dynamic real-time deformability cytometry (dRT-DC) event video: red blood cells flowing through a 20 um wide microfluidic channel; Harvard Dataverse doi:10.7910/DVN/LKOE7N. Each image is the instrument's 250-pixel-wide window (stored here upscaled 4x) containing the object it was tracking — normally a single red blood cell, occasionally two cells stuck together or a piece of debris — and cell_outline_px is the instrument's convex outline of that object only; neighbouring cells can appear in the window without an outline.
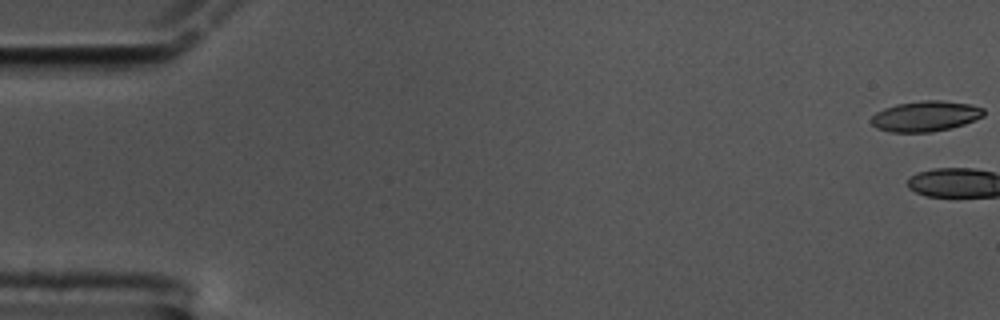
{"species": "common noctule bat (a hibernating species)", "species_latin": "Nyctalus noctula", "temperature_condition": "cold", "stored_images_in_passage": 3, "camera_frame_rate_fps": 3000, "um_per_image_px": 0.085, "animal": {"sex": "male", "body_mass_g": 17.5, "forearm_length_mm": 52.3}, "frame": {"image": 1, "passage_image": 1, "time_ms": 0.0, "image_size_px": [1000, 320], "cell_outline_px": [[984, 116], [964, 124], [932, 132], [892, 132], [876, 128], [868, 120], [876, 112], [884, 108], [896, 104], [924, 100], [940, 100], [972, 104], [984, 108]], "centroid_in_image_um": [78.65, 9.87], "position_along_channel_um": 6.3, "area_um2": 20.06}}